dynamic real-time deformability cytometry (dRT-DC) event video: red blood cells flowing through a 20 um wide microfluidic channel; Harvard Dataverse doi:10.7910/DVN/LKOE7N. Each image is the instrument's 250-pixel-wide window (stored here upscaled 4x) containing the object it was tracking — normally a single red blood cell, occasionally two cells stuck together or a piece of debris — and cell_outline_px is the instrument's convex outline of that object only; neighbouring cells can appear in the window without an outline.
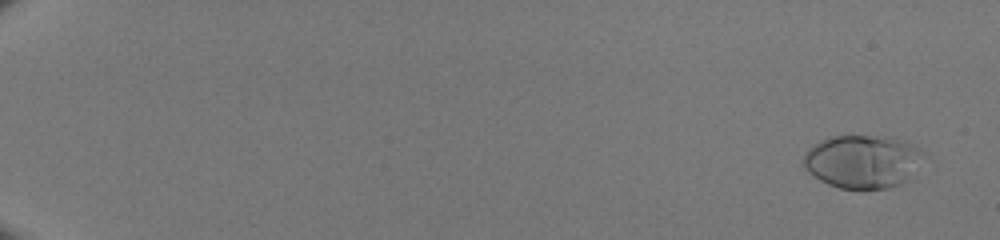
{"species": "human", "species_latin": "Homo sapiens", "temperature_condition": "room temperature", "stored_images_in_passage": 52, "camera_frame_rate_fps": 3000, "um_per_image_px": 0.085, "donor": {"sex": "male"}, "frame": {"image": 1, "passage_image": 4, "time_ms": 1.0, "image_size_px": [1000, 240], "cell_outline_px": [[908, 148], [900, 184], [888, 188], [840, 188], [828, 184], [820, 180], [804, 168], [804, 156], [808, 148], [832, 136], [888, 136], [904, 144]], "centroid_in_image_um": [72.89, 13.73], "position_along_channel_um": 12.1, "area_um2": 33.23}}
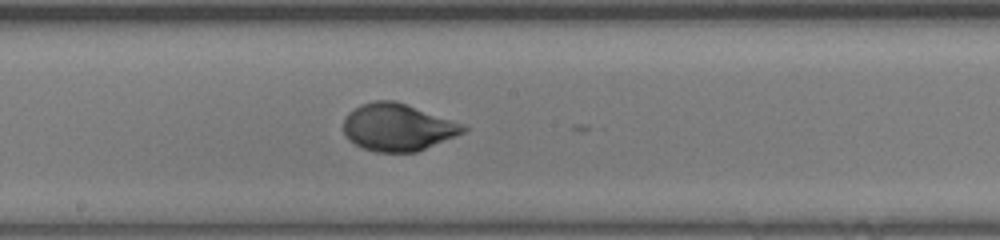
{"frame": {"image": 2, "passage_image": 33, "time_ms": 10.667, "image_size_px": [1000, 240], "cell_outline_px": [[468, 128], [464, 132], [416, 152], [376, 152], [364, 148], [348, 140], [344, 132], [344, 120], [348, 112], [360, 104], [372, 100], [396, 100], [464, 124]], "centroid_in_image_um": [33.78, 10.8], "position_along_channel_um": 214.4, "area_um2": 32.95}}
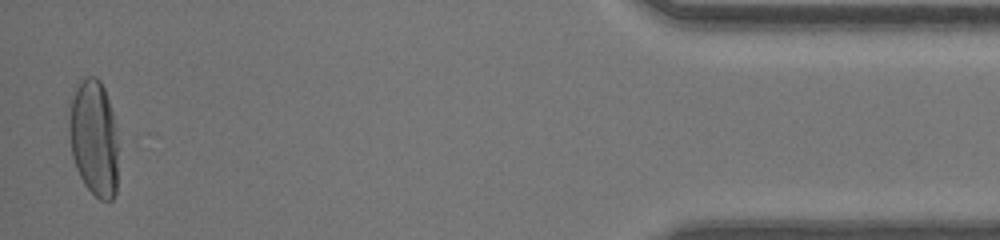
{"frame": {"image": 3, "passage_image": 52, "time_ms": 17.0, "image_size_px": [1000, 240], "cell_outline_px": [[116, 192], [112, 200], [100, 200], [84, 184], [76, 168], [72, 156], [68, 132], [68, 112], [72, 96], [80, 80], [88, 76], [96, 76], [100, 80], [104, 88], [112, 112], [116, 128]], "centroid_in_image_um": [7.95, 11.7], "position_along_channel_um": 427.3, "area_um2": 33.29}}